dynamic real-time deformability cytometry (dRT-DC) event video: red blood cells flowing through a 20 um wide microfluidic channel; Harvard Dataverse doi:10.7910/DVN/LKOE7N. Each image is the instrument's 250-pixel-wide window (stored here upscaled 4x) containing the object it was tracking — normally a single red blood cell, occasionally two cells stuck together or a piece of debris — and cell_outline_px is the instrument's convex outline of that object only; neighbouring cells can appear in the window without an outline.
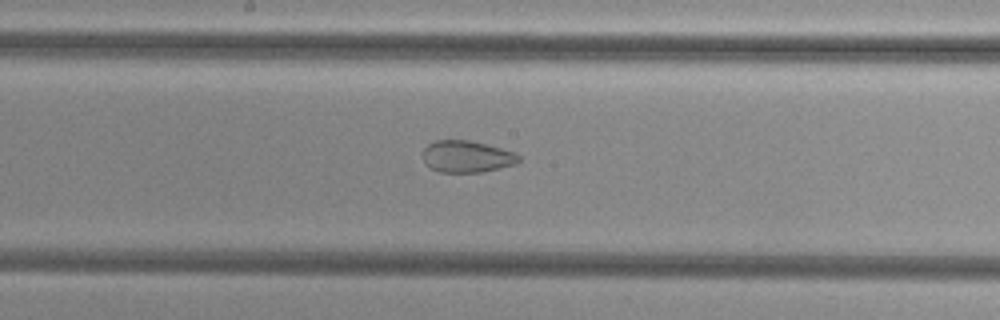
{"species": "common noctule bat (a hibernating species)", "species_latin": "Nyctalus noctula", "temperature_condition": "cold", "stored_images_in_passage": 38, "camera_frame_rate_fps": 3000, "um_per_image_px": 0.085, "animal": {"sex": "female", "body_mass_g": 29.2, "forearm_length_mm": 56.3}, "frame": {"image": 1, "passage_image": 23, "time_ms": 7.333, "image_size_px": [1000, 320], "cell_outline_px": [[520, 160], [516, 164], [480, 172], [440, 172], [424, 164], [424, 148], [428, 144], [436, 140], [468, 140], [500, 148], [512, 152], [520, 156]], "centroid_in_image_um": [39.66, 13.31], "position_along_channel_um": 208.5, "area_um2": 17.51}}
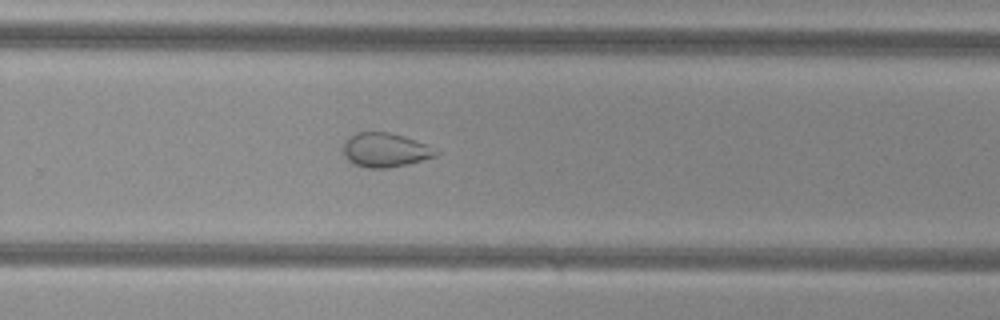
{"frame": {"image": 2, "passage_image": 30, "time_ms": 9.667, "image_size_px": [1000, 320], "cell_outline_px": [[440, 152], [436, 156], [408, 164], [388, 168], [368, 168], [356, 164], [348, 160], [344, 156], [344, 140], [348, 136], [356, 132], [388, 132], [404, 136], [424, 144]], "centroid_in_image_um": [32.71, 12.75], "position_along_channel_um": 297.1, "area_um2": 18.32}}
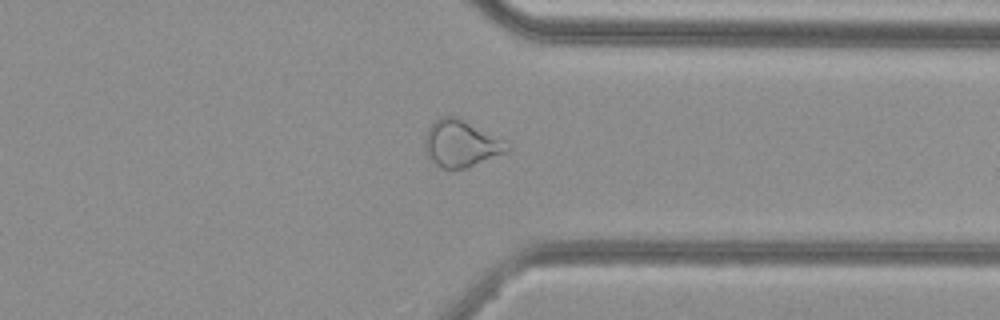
{"frame": {"image": 3, "passage_image": 36, "time_ms": 11.667, "image_size_px": [1000, 320], "cell_outline_px": [[512, 148], [504, 152], [468, 168], [440, 168], [428, 156], [424, 144], [424, 140], [428, 128], [440, 116], [456, 116], [512, 144]], "centroid_in_image_um": [39.19, 12.2], "position_along_channel_um": 372.2, "area_um2": 22.2}}